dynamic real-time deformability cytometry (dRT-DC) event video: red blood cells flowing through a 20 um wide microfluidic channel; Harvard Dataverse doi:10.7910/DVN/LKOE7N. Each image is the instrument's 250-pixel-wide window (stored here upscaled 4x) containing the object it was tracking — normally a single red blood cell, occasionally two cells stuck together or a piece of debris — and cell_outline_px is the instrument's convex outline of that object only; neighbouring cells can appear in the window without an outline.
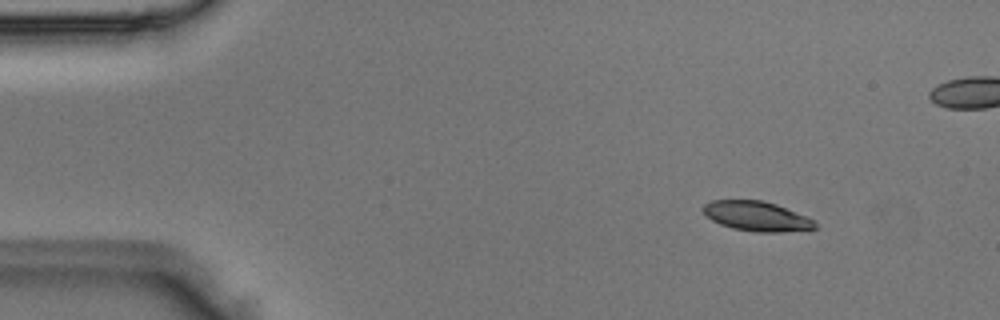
{"species": "Egyptian fruit bat (a non-hibernating species)", "species_latin": "Rousettus aegyptiacus", "temperature_condition": "room temperature", "stored_images_in_passage": 6, "camera_frame_rate_fps": 3000, "um_per_image_px": 0.085, "animal": {"sex": "male"}, "frame": {"image": 1, "passage_image": 2, "time_ms": 0.333, "image_size_px": [1000, 320], "cell_outline_px": [[816, 228], [780, 232], [756, 232], [732, 228], [720, 224], [704, 216], [700, 208], [704, 204], [712, 200], [760, 200], [776, 204], [816, 220]], "centroid_in_image_um": [64.27, 18.37], "position_along_channel_um": 20.7, "area_um2": 19.48}}
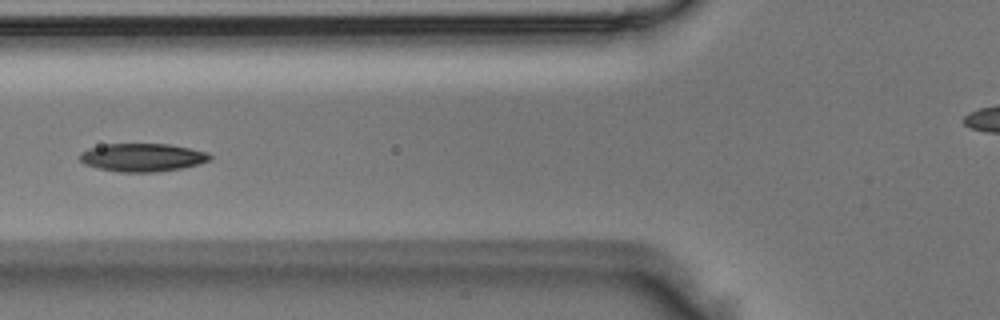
{"frame": {"image": 2, "passage_image": 5, "time_ms": 1.333, "image_size_px": [1000, 320], "cell_outline_px": [[212, 160], [180, 168], [156, 172], [120, 172], [96, 168], [84, 164], [80, 160], [80, 152], [88, 148], [108, 144], [168, 144], [208, 152], [212, 156]], "centroid_in_image_um": [12.08, 13.38], "position_along_channel_um": 113.7, "area_um2": 21.27}}
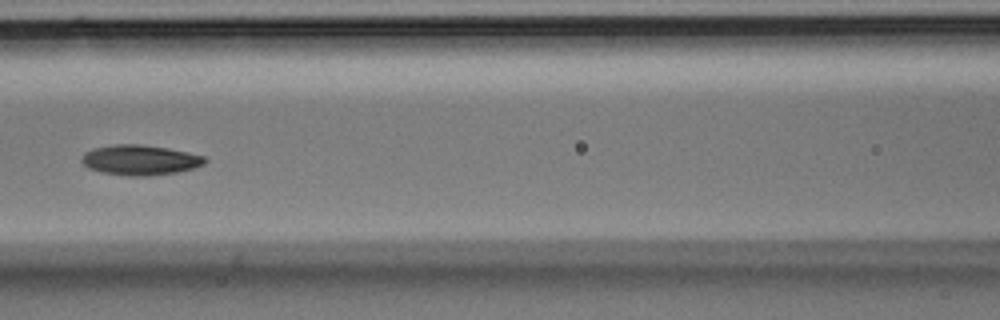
{"frame": {"image": 3, "passage_image": 6, "time_ms": 1.667, "image_size_px": [1000, 320], "cell_outline_px": [[208, 160], [204, 164], [192, 168], [176, 172], [148, 176], [128, 176], [100, 172], [88, 168], [80, 160], [84, 152], [92, 148], [116, 144], [140, 144], [168, 148], [188, 152], [204, 156]], "centroid_in_image_um": [11.87, 13.6], "position_along_channel_um": 154.7, "area_um2": 21.73}}